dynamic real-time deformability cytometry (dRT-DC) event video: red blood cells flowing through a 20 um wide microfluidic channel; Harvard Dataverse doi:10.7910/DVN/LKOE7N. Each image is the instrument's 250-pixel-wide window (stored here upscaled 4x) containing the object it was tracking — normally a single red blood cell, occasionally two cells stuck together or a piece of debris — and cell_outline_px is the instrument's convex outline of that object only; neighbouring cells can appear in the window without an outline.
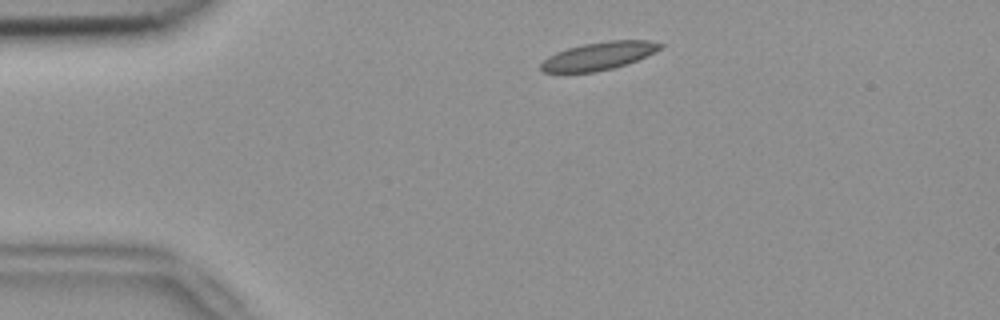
{"species": "common noctule bat (a hibernating species)", "species_latin": "Nyctalus noctula", "temperature_condition": "room temperature", "stored_images_in_passage": 3, "camera_frame_rate_fps": 3000, "um_per_image_px": 0.085, "animal": {"sex": "female", "body_mass_g": 18.4}, "frame": {"image": 1, "passage_image": 2, "time_ms": 0.333, "image_size_px": [1000, 320], "cell_outline_px": [[664, 44], [660, 48], [636, 60], [612, 68], [596, 72], [544, 72], [540, 68], [540, 64], [548, 56], [556, 52], [568, 48], [584, 44], [608, 40], [648, 40]], "centroid_in_image_um": [50.85, 4.75], "position_along_channel_um": 34.2, "area_um2": 19.02}}